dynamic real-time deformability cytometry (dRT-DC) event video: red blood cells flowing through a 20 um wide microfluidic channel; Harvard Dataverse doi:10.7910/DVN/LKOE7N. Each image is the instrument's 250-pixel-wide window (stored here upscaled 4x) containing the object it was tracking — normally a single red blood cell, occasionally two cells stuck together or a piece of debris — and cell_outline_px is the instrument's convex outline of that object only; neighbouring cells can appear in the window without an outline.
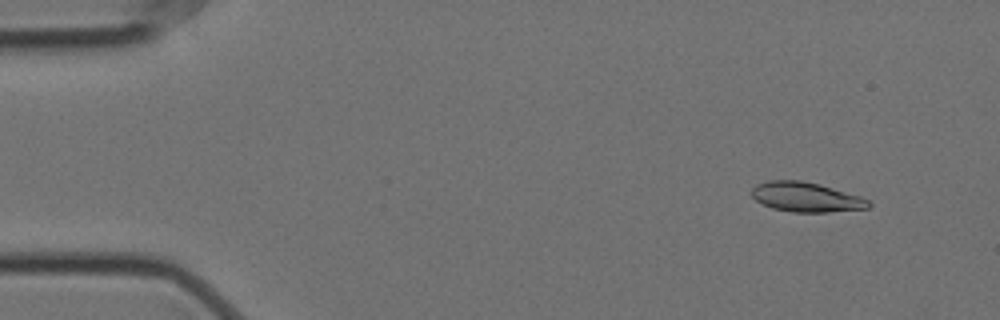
{"species": "Egyptian fruit bat (a non-hibernating species)", "species_latin": "Rousettus aegyptiacus", "temperature_condition": "cold", "stored_images_in_passage": 8, "camera_frame_rate_fps": 3000, "um_per_image_px": 0.085, "animal": {"sex": "female"}, "frame": {"image": 1, "passage_image": 5, "time_ms": 1.333, "image_size_px": [1000, 320], "cell_outline_px": [[872, 204], [868, 208], [828, 212], [792, 212], [772, 208], [756, 200], [752, 196], [752, 188], [756, 184], [768, 180], [800, 180], [820, 184], [860, 196], [868, 200]], "centroid_in_image_um": [68.51, 16.74], "position_along_channel_um": 16.5, "area_um2": 20.17}}